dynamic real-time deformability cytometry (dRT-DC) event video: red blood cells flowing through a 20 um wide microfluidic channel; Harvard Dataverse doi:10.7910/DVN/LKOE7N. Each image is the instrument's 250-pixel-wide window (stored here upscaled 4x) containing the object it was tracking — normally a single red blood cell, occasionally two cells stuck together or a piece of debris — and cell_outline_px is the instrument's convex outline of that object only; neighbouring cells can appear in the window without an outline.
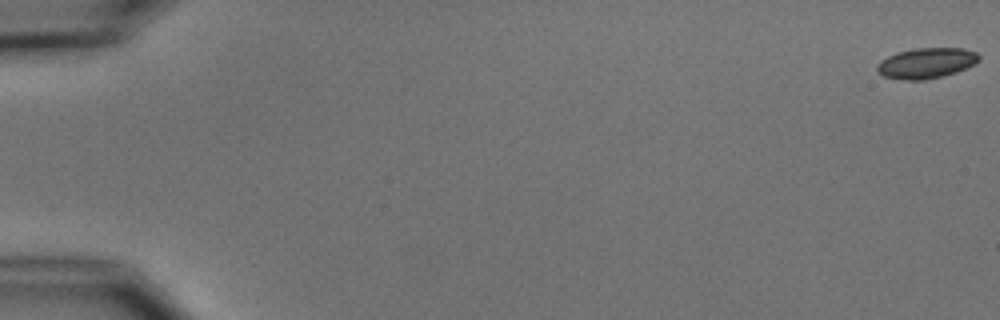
{"species": "common noctule bat (a hibernating species)", "species_latin": "Nyctalus noctula", "temperature_condition": "cold", "stored_images_in_passage": 5, "camera_frame_rate_fps": 3000, "um_per_image_px": 0.085, "animal": {"sex": "male", "body_mass_g": 15.6}, "frame": {"image": 1, "passage_image": 1, "time_ms": 0.0, "image_size_px": [1000, 320], "cell_outline_px": [[980, 60], [976, 64], [956, 72], [944, 76], [924, 80], [908, 80], [884, 76], [876, 68], [876, 64], [880, 60], [896, 52], [916, 48], [964, 48], [976, 52], [980, 56]], "centroid_in_image_um": [78.77, 5.35], "position_along_channel_um": 6.2, "area_um2": 18.21}}
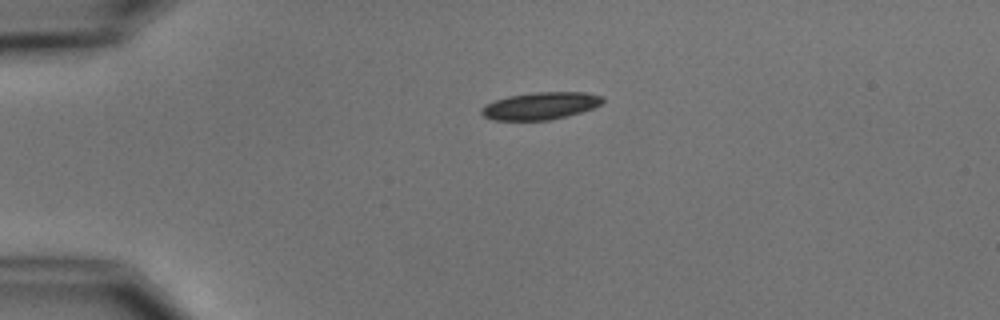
{"frame": {"image": 2, "passage_image": 4, "time_ms": 4.333, "image_size_px": [1000, 320], "cell_outline_px": [[604, 100], [600, 104], [592, 108], [580, 112], [548, 120], [492, 120], [484, 116], [480, 112], [480, 108], [484, 104], [508, 96], [532, 92], [584, 92], [604, 96]], "centroid_in_image_um": [45.9, 8.99], "position_along_channel_um": 39.1, "area_um2": 19.25}}